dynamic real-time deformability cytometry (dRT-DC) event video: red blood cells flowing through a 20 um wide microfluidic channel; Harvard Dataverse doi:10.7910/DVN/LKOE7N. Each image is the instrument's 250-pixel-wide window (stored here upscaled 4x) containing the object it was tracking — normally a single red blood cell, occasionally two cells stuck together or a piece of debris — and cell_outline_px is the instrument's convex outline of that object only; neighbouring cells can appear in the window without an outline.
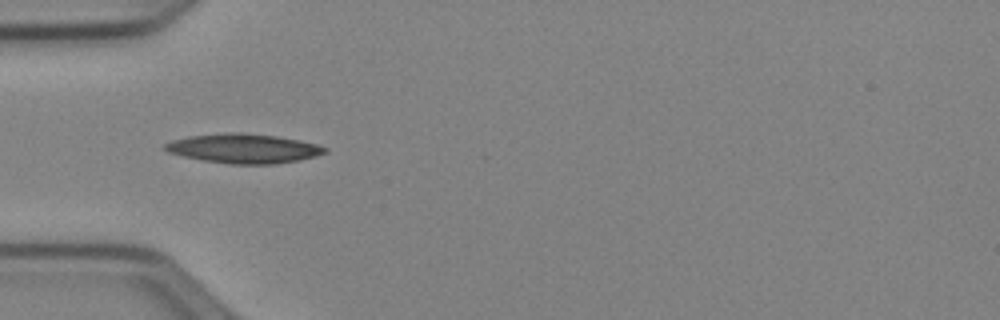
{"species": "Egyptian fruit bat (a non-hibernating species)", "species_latin": "Rousettus aegyptiacus", "temperature_condition": "cold", "stored_images_in_passage": 26, "camera_frame_rate_fps": 3000, "um_per_image_px": 0.085, "animal": {"sex": "female"}, "frame": {"image": 1, "passage_image": 5, "time_ms": 1.333, "image_size_px": [1000, 320], "cell_outline_px": [[328, 152], [316, 156], [300, 160], [272, 164], [232, 164], [204, 160], [184, 156], [168, 152], [164, 148], [164, 144], [172, 140], [188, 136], [228, 132], [240, 132], [276, 136], [300, 140], [316, 144], [328, 148]], "centroid_in_image_um": [20.73, 12.61], "position_along_channel_um": 64.3, "area_um2": 27.34}}
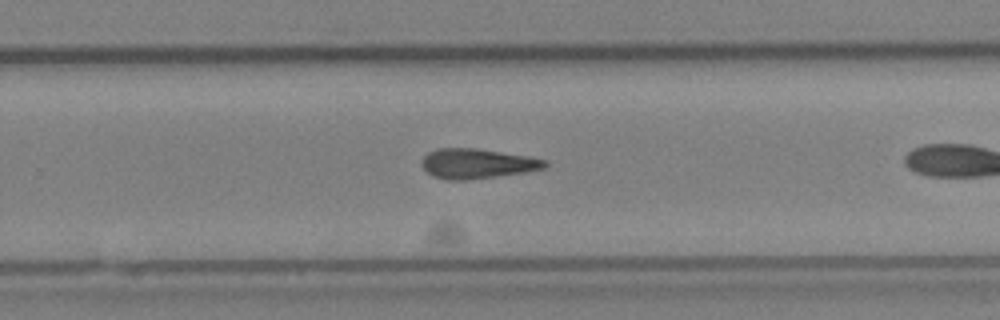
{"frame": {"image": 2, "passage_image": 19, "time_ms": 6.0, "image_size_px": [1000, 320], "cell_outline_px": [[548, 164], [544, 168], [524, 172], [496, 176], [464, 180], [448, 180], [432, 176], [420, 164], [420, 160], [428, 152], [436, 148], [476, 148], [528, 156], [548, 160]], "centroid_in_image_um": [40.53, 13.9], "position_along_channel_um": 289.3, "area_um2": 21.44}}
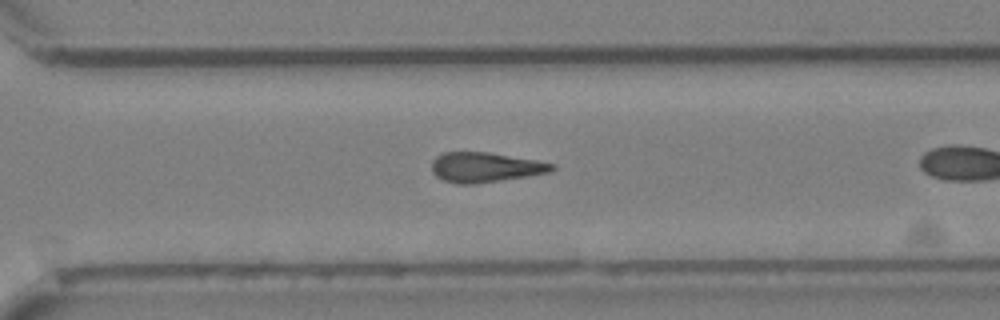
{"frame": {"image": 3, "passage_image": 22, "time_ms": 7.0, "image_size_px": [1000, 320], "cell_outline_px": [[556, 168], [552, 172], [472, 184], [456, 184], [444, 180], [436, 176], [432, 172], [432, 160], [436, 156], [444, 152], [488, 152], [536, 160], [556, 164]], "centroid_in_image_um": [41.24, 14.21], "position_along_channel_um": 329.4, "area_um2": 20.87}}